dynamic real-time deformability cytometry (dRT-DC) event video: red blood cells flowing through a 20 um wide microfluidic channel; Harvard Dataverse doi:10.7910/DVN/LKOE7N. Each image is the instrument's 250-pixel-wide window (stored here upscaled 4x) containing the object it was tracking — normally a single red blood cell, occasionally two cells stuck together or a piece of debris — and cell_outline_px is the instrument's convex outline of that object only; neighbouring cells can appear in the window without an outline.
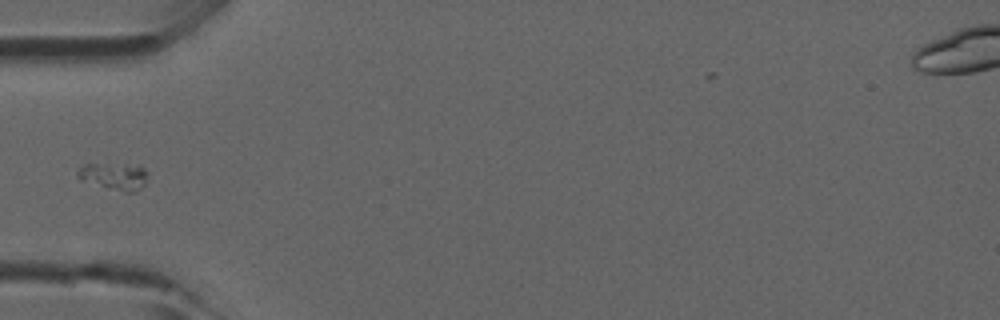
{"species": "common noctule bat (a hibernating species)", "species_latin": "Nyctalus noctula", "temperature_condition": "room temperature", "stored_images_in_passage": 5, "camera_frame_rate_fps": 3000, "um_per_image_px": 0.085, "animal": {"sex": "male", "forearm_length_mm": 52.5}, "frame": {"image": 1, "passage_image": 4, "time_ms": 1.0, "image_size_px": [1000, 320], "cell_outline_px": [[148, 172], [144, 184], [136, 192], [124, 192], [80, 180], [76, 176], [76, 172], [84, 164], [140, 164]], "centroid_in_image_um": [9.72, 14.96], "position_along_channel_um": 75.3, "area_um2": 11.16}}
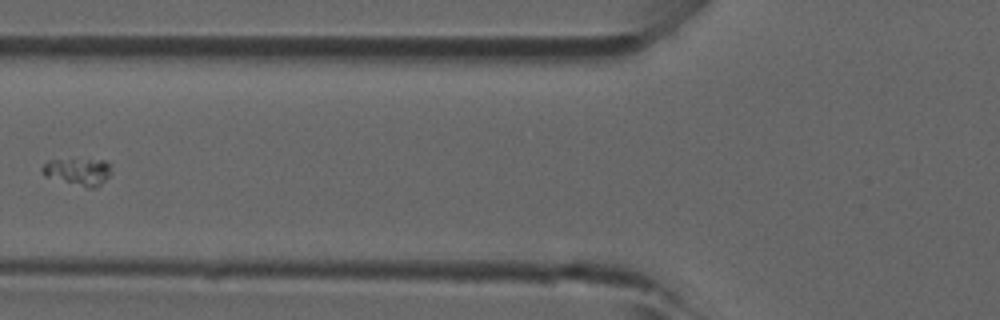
{"frame": {"image": 2, "passage_image": 5, "time_ms": 1.333, "image_size_px": [1000, 320], "cell_outline_px": [[108, 176], [96, 188], [88, 188], [44, 176], [40, 172], [40, 168], [48, 160], [108, 160]], "centroid_in_image_um": [6.56, 14.6], "position_along_channel_um": 119.2, "area_um2": 10.69}}